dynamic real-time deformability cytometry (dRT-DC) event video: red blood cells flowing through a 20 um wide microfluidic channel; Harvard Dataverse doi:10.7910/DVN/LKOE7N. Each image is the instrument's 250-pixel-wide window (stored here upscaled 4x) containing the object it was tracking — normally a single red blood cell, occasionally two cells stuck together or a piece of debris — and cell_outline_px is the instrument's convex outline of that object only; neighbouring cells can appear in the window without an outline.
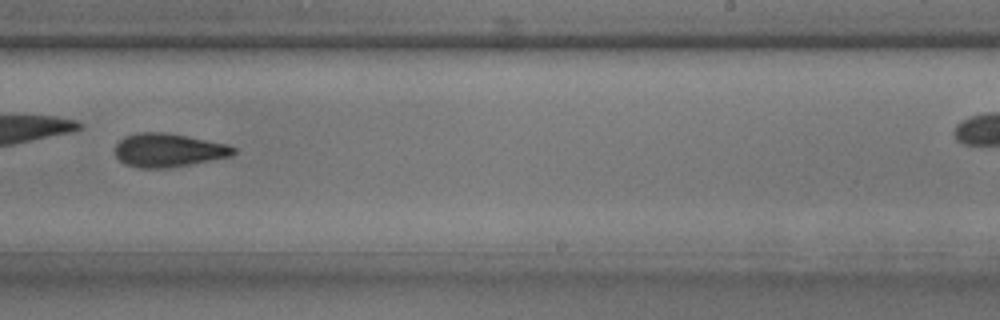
{"species": "common noctule bat (a hibernating species)", "species_latin": "Nyctalus noctula", "temperature_condition": "room temperature", "stored_images_in_passage": 32, "camera_frame_rate_fps": 3000, "um_per_image_px": 0.085, "animal": {"sex": "male", "body_mass_g": 17.9, "forearm_length_mm": 54.2}, "frame": {"image": 1, "passage_image": 23, "time_ms": 7.333, "image_size_px": [1000, 320], "cell_outline_px": [[236, 152], [232, 156], [168, 168], [140, 168], [124, 164], [116, 156], [116, 144], [124, 136], [136, 132], [168, 132], [228, 144], [236, 148]], "centroid_in_image_um": [14.31, 12.75], "position_along_channel_um": 274.7, "area_um2": 23.29}}